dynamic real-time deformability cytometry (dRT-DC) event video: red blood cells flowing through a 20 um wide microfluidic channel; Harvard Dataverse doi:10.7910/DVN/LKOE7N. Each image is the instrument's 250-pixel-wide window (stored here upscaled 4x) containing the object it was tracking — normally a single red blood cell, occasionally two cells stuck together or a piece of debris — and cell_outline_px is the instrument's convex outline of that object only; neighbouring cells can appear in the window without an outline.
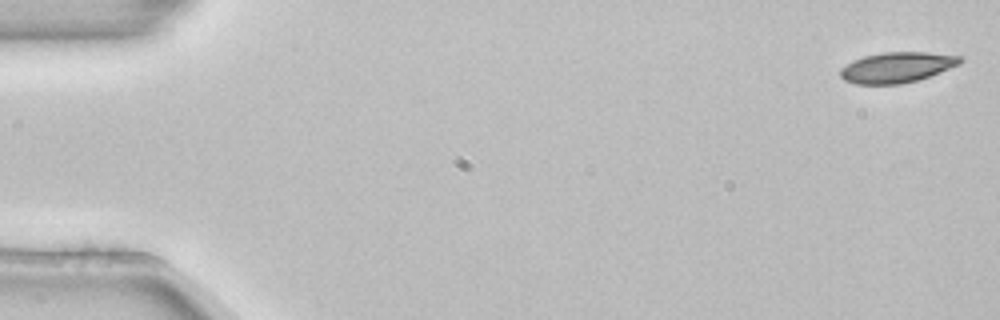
{"species": "common noctule bat (a hibernating species)", "species_latin": "Nyctalus noctula", "temperature_condition": "room temperature", "stored_images_in_passage": 5, "camera_frame_rate_fps": 3000, "um_per_image_px": 0.085, "animal": {"sex": "female", "body_mass_g": 22.7, "forearm_length_mm": 54.2}, "frame": {"image": 1, "passage_image": 1, "time_ms": 0.0, "image_size_px": [1000, 320], "cell_outline_px": [[964, 60], [960, 64], [928, 76], [916, 80], [900, 84], [856, 84], [844, 80], [840, 76], [840, 68], [852, 60], [864, 56], [884, 52], [924, 52], [960, 56]], "centroid_in_image_um": [76.2, 5.72], "position_along_channel_um": 8.8, "area_um2": 21.15}}
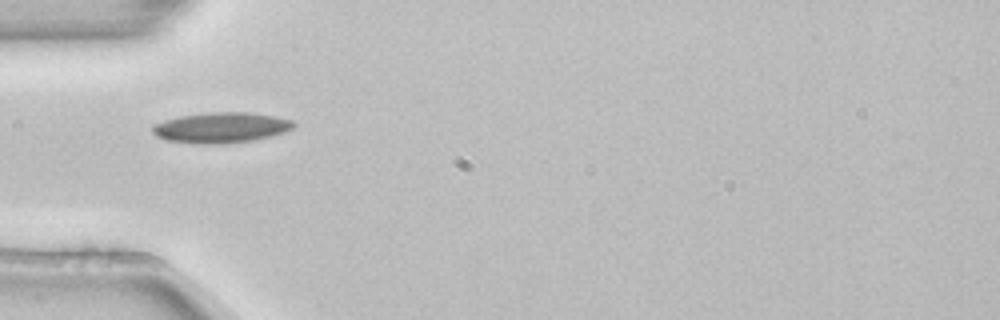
{"frame": {"image": 2, "passage_image": 4, "time_ms": 1.0, "image_size_px": [1000, 320], "cell_outline_px": [[296, 124], [292, 128], [284, 132], [252, 140], [220, 144], [196, 144], [168, 140], [156, 136], [152, 132], [152, 124], [164, 120], [180, 116], [212, 112], [248, 112], [276, 116], [292, 120]], "centroid_in_image_um": [18.76, 10.84], "position_along_channel_um": 66.2, "area_um2": 25.03}}